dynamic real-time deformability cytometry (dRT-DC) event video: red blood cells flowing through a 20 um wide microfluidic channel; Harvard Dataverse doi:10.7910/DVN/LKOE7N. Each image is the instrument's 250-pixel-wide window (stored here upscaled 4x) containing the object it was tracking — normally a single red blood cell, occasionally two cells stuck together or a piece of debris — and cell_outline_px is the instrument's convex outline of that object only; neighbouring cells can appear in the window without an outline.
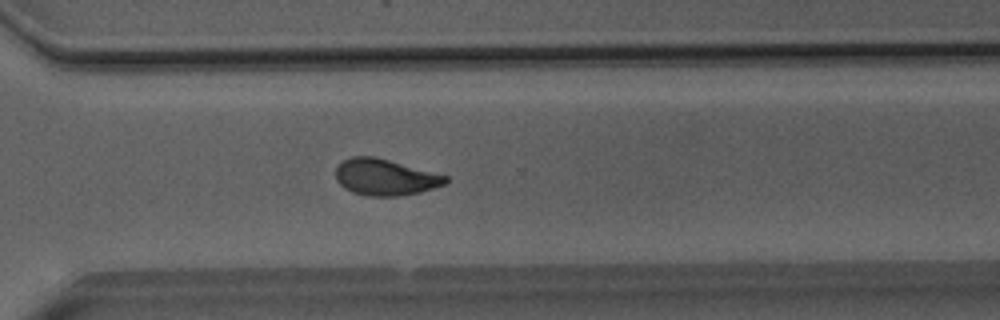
{"species": "Egyptian fruit bat (a non-hibernating species)", "species_latin": "Rousettus aegyptiacus", "temperature_condition": "room temperature", "stored_images_in_passage": 43, "segment_of_instrument_passage": [1, 2], "camera_frame_rate_fps": 3000, "um_per_image_px": 0.085, "animal": {"sex": "male"}, "frame": {"image": 1, "passage_image": 28, "time_ms": 9.0, "image_size_px": [1000, 320], "cell_outline_px": [[448, 184], [420, 192], [400, 196], [368, 196], [352, 192], [344, 188], [336, 180], [336, 168], [344, 160], [352, 156], [372, 156], [388, 160], [448, 176]], "centroid_in_image_um": [32.75, 15.08], "position_along_channel_um": 337.9, "area_um2": 23.18}}
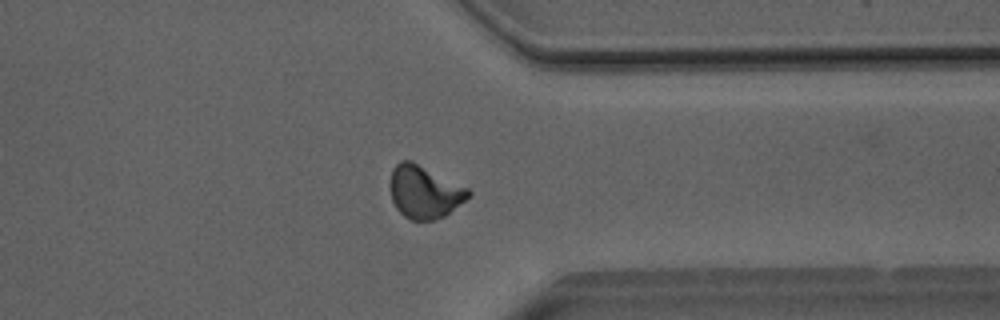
{"frame": {"image": 2, "passage_image": 31, "time_ms": 10.0, "image_size_px": [1000, 320], "cell_outline_px": [[472, 192], [464, 200], [444, 216], [436, 220], [412, 220], [404, 216], [396, 208], [392, 200], [392, 168], [400, 160], [412, 160], [468, 188]], "centroid_in_image_um": [36.07, 16.3], "position_along_channel_um": 375.3, "area_um2": 23.64}}
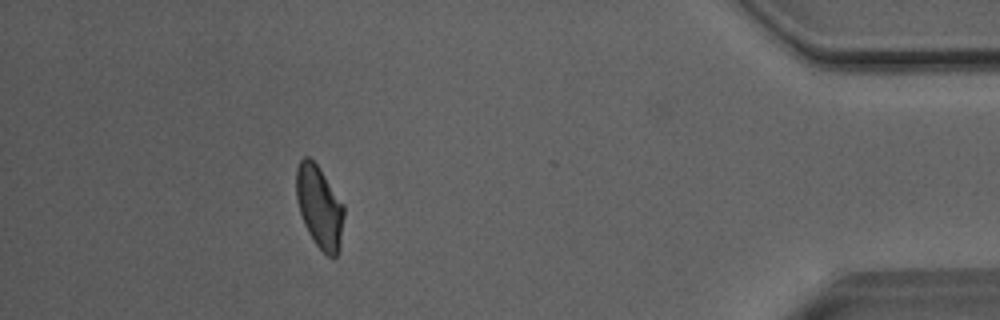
{"frame": {"image": 3, "passage_image": 37, "time_ms": 12.0, "image_size_px": [1000, 320], "cell_outline_px": [[344, 216], [340, 252], [336, 256], [328, 256], [316, 244], [308, 232], [304, 224], [300, 212], [296, 196], [296, 168], [300, 160], [304, 156], [308, 156], [320, 168], [344, 204]], "centroid_in_image_um": [27.17, 17.58], "position_along_channel_um": 408.0, "area_um2": 23.0}}